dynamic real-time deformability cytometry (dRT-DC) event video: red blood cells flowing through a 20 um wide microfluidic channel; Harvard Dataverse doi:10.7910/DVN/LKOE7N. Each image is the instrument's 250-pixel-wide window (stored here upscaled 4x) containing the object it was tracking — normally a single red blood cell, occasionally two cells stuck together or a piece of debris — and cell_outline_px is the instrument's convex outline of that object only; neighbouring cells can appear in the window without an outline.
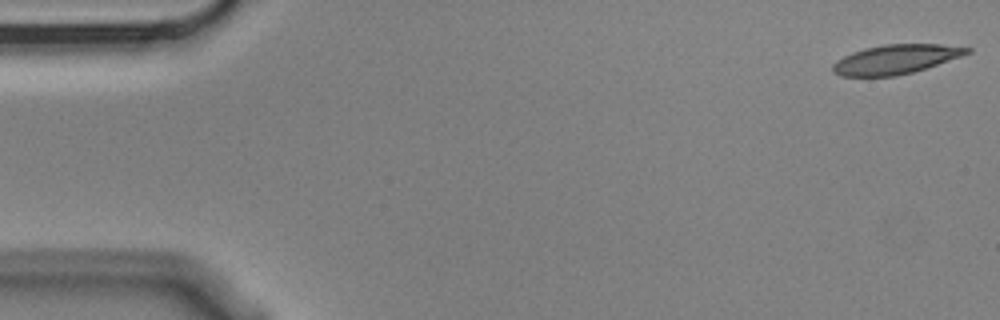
{"species": "Egyptian fruit bat (a non-hibernating species)", "species_latin": "Rousettus aegyptiacus", "temperature_condition": "cold", "stored_images_in_passage": 5, "camera_frame_rate_fps": 3000, "um_per_image_px": 0.085, "animal": {"sex": "male"}, "frame": {"image": 1, "passage_image": 1, "time_ms": 0.0, "image_size_px": [1000, 320], "cell_outline_px": [[972, 52], [912, 72], [896, 76], [840, 76], [832, 72], [832, 64], [836, 60], [852, 52], [864, 48], [884, 44], [940, 44], [972, 48]], "centroid_in_image_um": [76.08, 5.03], "position_along_channel_um": 8.9, "area_um2": 22.77}}
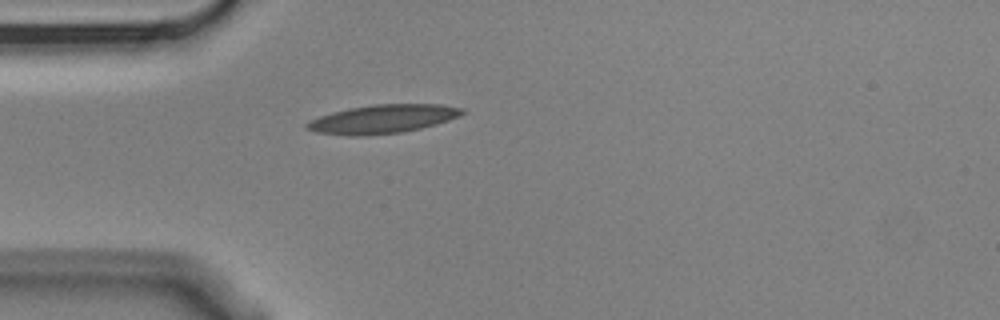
{"frame": {"image": 2, "passage_image": 5, "time_ms": 1.333, "image_size_px": [1000, 320], "cell_outline_px": [[464, 112], [460, 116], [436, 124], [404, 132], [364, 136], [348, 136], [316, 132], [304, 128], [304, 124], [308, 120], [332, 112], [348, 108], [376, 104], [440, 104], [464, 108]], "centroid_in_image_um": [32.49, 10.12], "position_along_channel_um": 52.5, "area_um2": 26.13}}